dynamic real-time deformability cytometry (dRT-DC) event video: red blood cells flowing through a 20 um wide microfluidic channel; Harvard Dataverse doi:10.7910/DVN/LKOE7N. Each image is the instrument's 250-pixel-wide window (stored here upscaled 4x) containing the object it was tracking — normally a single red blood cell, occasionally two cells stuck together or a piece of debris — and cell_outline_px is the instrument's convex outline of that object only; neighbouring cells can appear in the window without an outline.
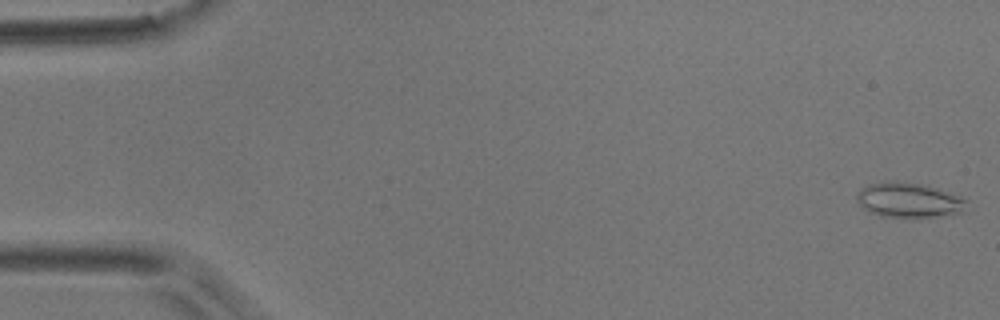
{"species": "common noctule bat (a hibernating species)", "species_latin": "Nyctalus noctula", "temperature_condition": "room temperature", "stored_images_in_passage": 9, "camera_frame_rate_fps": 3000, "um_per_image_px": 0.085, "animal": {"sex": "male", "body_mass_g": 17.9}, "frame": {"image": 1, "passage_image": 1, "time_ms": 0.0, "image_size_px": [1000, 320], "cell_outline_px": [[968, 200], [964, 212], [936, 216], [880, 216], [868, 212], [856, 200], [856, 196], [860, 188], [868, 184], [888, 180], [900, 180], [920, 184], [936, 188], [960, 196]], "centroid_in_image_um": [77.22, 16.98], "position_along_channel_um": 7.8, "area_um2": 22.31}}